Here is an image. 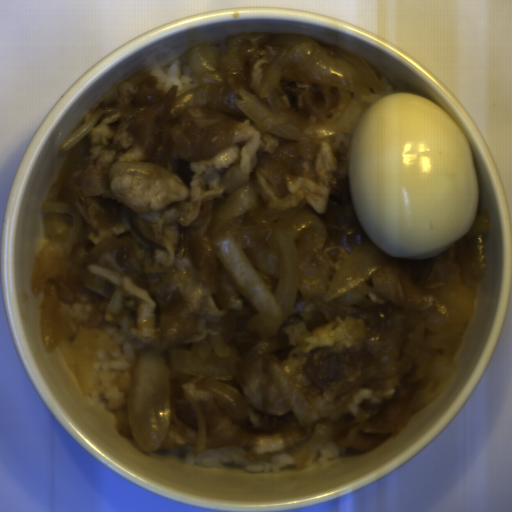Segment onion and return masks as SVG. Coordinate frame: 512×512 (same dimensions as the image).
I'll return each instance as SVG.
<instances>
[{
  "label": "onion",
  "mask_w": 512,
  "mask_h": 512,
  "mask_svg": "<svg viewBox=\"0 0 512 512\" xmlns=\"http://www.w3.org/2000/svg\"><path fill=\"white\" fill-rule=\"evenodd\" d=\"M281 50L264 73L259 97H268L281 80L312 85H329L344 104L340 118L331 123H314L304 130L251 93L239 89L241 99L233 101L260 134L271 133L285 139H318L336 134H353L366 110L382 97L383 86L367 61L342 48H329L296 33L271 36Z\"/></svg>",
  "instance_id": "06740285"
},
{
  "label": "onion",
  "mask_w": 512,
  "mask_h": 512,
  "mask_svg": "<svg viewBox=\"0 0 512 512\" xmlns=\"http://www.w3.org/2000/svg\"><path fill=\"white\" fill-rule=\"evenodd\" d=\"M240 356L227 337L204 338L190 350L169 349L159 353L141 349L134 357L128 397L129 430L138 447L146 452L159 450L169 429L176 431L194 454L205 450L207 435L198 406L188 393V401L198 420L196 429L184 424L173 404V388L180 378L231 381Z\"/></svg>",
  "instance_id": "6bf65262"
},
{
  "label": "onion",
  "mask_w": 512,
  "mask_h": 512,
  "mask_svg": "<svg viewBox=\"0 0 512 512\" xmlns=\"http://www.w3.org/2000/svg\"><path fill=\"white\" fill-rule=\"evenodd\" d=\"M253 184L242 186L218 205L210 219L209 239L213 252L229 276L253 304L257 314L247 322L248 331L277 333L297 297L300 270L295 243L289 232L278 231L280 253L278 285L273 293L252 266L228 223L258 206Z\"/></svg>",
  "instance_id": "55239325"
},
{
  "label": "onion",
  "mask_w": 512,
  "mask_h": 512,
  "mask_svg": "<svg viewBox=\"0 0 512 512\" xmlns=\"http://www.w3.org/2000/svg\"><path fill=\"white\" fill-rule=\"evenodd\" d=\"M44 232L49 242L38 252L33 273L32 294H39L54 262L70 257L88 238L91 228L83 226L79 213L72 207L46 201L41 205Z\"/></svg>",
  "instance_id": "23ac38db"
},
{
  "label": "onion",
  "mask_w": 512,
  "mask_h": 512,
  "mask_svg": "<svg viewBox=\"0 0 512 512\" xmlns=\"http://www.w3.org/2000/svg\"><path fill=\"white\" fill-rule=\"evenodd\" d=\"M55 348L70 368L82 394L90 395L93 392V353L95 349L115 350V344L101 330L78 327L72 337L57 342Z\"/></svg>",
  "instance_id": "2ce2d468"
},
{
  "label": "onion",
  "mask_w": 512,
  "mask_h": 512,
  "mask_svg": "<svg viewBox=\"0 0 512 512\" xmlns=\"http://www.w3.org/2000/svg\"><path fill=\"white\" fill-rule=\"evenodd\" d=\"M383 265V258L374 247H355L333 276L324 302L346 295L380 271Z\"/></svg>",
  "instance_id": "275d332c"
},
{
  "label": "onion",
  "mask_w": 512,
  "mask_h": 512,
  "mask_svg": "<svg viewBox=\"0 0 512 512\" xmlns=\"http://www.w3.org/2000/svg\"><path fill=\"white\" fill-rule=\"evenodd\" d=\"M267 371L293 412L300 426H313L319 416L311 408L278 362L269 360Z\"/></svg>",
  "instance_id": "25a0d678"
},
{
  "label": "onion",
  "mask_w": 512,
  "mask_h": 512,
  "mask_svg": "<svg viewBox=\"0 0 512 512\" xmlns=\"http://www.w3.org/2000/svg\"><path fill=\"white\" fill-rule=\"evenodd\" d=\"M220 57L221 50L209 44L192 48L182 59L198 78L202 74L218 71Z\"/></svg>",
  "instance_id": "bf0cefb9"
},
{
  "label": "onion",
  "mask_w": 512,
  "mask_h": 512,
  "mask_svg": "<svg viewBox=\"0 0 512 512\" xmlns=\"http://www.w3.org/2000/svg\"><path fill=\"white\" fill-rule=\"evenodd\" d=\"M103 115L104 110H97V112L93 114L84 125H82L61 144L59 147V152L63 154L69 149L75 147L90 133V131L95 127L96 123Z\"/></svg>",
  "instance_id": "9b606d95"
}]
</instances>
